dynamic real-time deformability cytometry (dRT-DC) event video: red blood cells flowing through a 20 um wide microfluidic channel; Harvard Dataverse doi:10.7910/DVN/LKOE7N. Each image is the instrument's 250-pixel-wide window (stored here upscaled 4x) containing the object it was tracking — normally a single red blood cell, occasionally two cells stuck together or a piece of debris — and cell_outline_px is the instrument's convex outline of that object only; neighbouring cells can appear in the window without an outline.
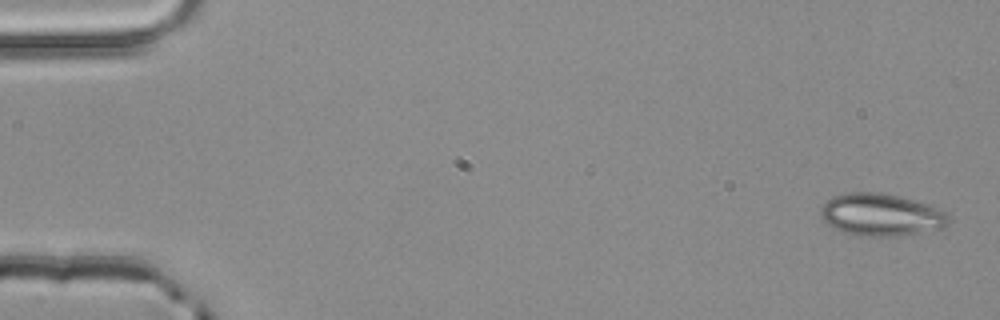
{"species": "common noctule bat (a hibernating species)", "species_latin": "Nyctalus noctula", "temperature_condition": "room temperature", "stored_images_in_passage": 4, "camera_frame_rate_fps": 3000, "um_per_image_px": 0.085, "animal": {"sex": "male", "body_mass_g": 20.4}, "frame": {"image": 1, "passage_image": 1, "time_ms": 0.0, "image_size_px": [1000, 320], "cell_outline_px": [[952, 220], [944, 228], [900, 236], [860, 236], [844, 232], [828, 224], [820, 216], [820, 208], [832, 196], [848, 192], [880, 192], [900, 196], [928, 204], [944, 212]], "centroid_in_image_um": [74.9, 18.25], "position_along_channel_um": 10.1, "area_um2": 31.67}}